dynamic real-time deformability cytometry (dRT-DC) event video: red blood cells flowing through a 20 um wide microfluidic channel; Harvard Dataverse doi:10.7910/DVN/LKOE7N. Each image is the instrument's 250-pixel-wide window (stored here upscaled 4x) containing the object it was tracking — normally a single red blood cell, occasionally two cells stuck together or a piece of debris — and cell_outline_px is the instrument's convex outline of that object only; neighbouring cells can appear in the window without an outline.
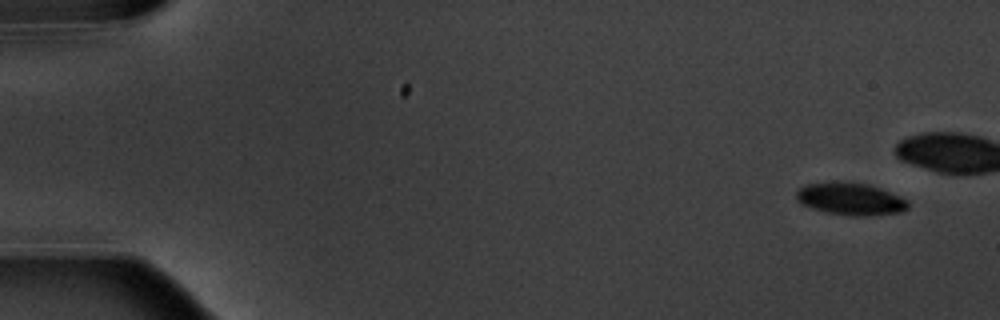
{"species": "common noctule bat (a hibernating species)", "species_latin": "Nyctalus noctula", "temperature_condition": "warm", "stored_images_in_passage": 12, "camera_frame_rate_fps": 3000, "um_per_image_px": 0.085, "animal": {"sex": "male", "body_mass_g": 20.1, "forearm_length_mm": 53.5}, "frame": {"image": 1, "passage_image": 1, "time_ms": 0.0, "image_size_px": [1000, 320], "cell_outline_px": [[908, 208], [900, 212], [864, 216], [852, 216], [828, 212], [812, 208], [800, 204], [796, 200], [796, 192], [804, 184], [832, 180], [836, 180], [868, 184], [880, 188], [908, 200]], "centroid_in_image_um": [72.24, 16.88], "position_along_channel_um": 12.8, "area_um2": 21.27}}